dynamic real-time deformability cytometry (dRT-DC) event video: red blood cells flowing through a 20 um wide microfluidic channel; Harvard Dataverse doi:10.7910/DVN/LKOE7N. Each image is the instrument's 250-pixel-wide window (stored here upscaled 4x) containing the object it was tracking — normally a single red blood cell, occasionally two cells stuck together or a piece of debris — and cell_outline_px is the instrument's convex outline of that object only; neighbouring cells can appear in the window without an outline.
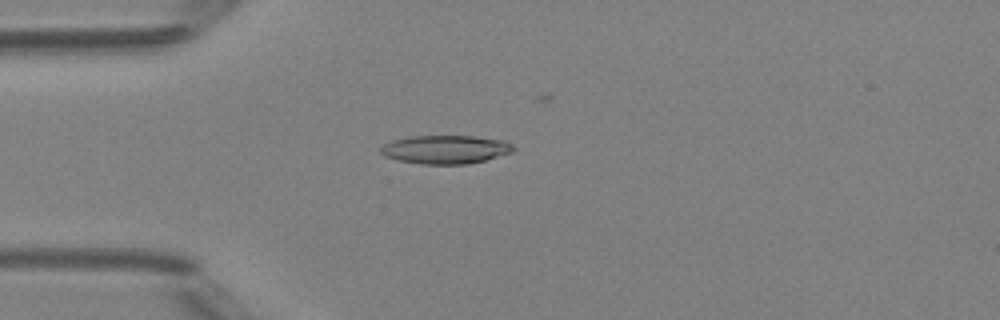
{"species": "Egyptian fruit bat (a non-hibernating species)", "species_latin": "Rousettus aegyptiacus", "temperature_condition": "room temperature", "stored_images_in_passage": 43, "camera_frame_rate_fps": 3000, "um_per_image_px": 0.085, "animal": {"sex": "female"}, "frame": {"image": 1, "passage_image": 14, "time_ms": 4.333, "image_size_px": [1000, 320], "cell_outline_px": [[516, 148], [512, 152], [484, 160], [468, 164], [420, 164], [396, 160], [384, 156], [380, 152], [380, 148], [384, 144], [392, 140], [412, 136], [472, 136], [504, 140], [512, 144]], "centroid_in_image_um": [37.85, 12.7], "position_along_channel_um": 47.2, "area_um2": 22.08}}
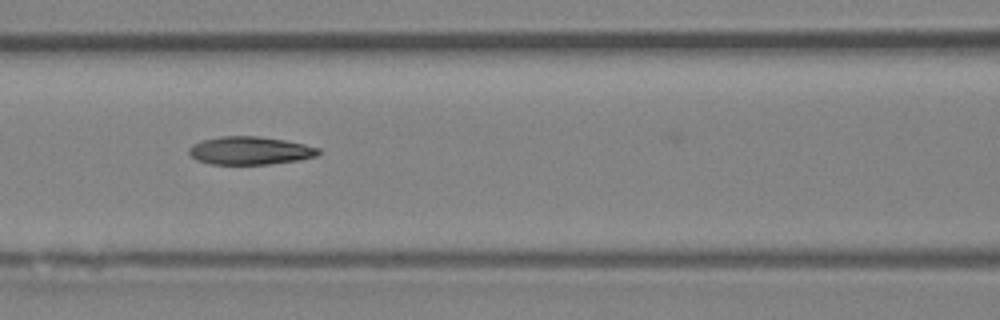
{"frame": {"image": 2, "passage_image": 22, "time_ms": 7.0, "image_size_px": [1000, 320], "cell_outline_px": [[320, 152], [316, 156], [300, 160], [268, 164], [212, 164], [196, 160], [188, 152], [188, 148], [192, 144], [204, 140], [220, 136], [260, 136], [284, 140], [304, 144], [320, 148]], "centroid_in_image_um": [21.25, 12.8], "position_along_channel_um": 145.3, "area_um2": 21.15}}
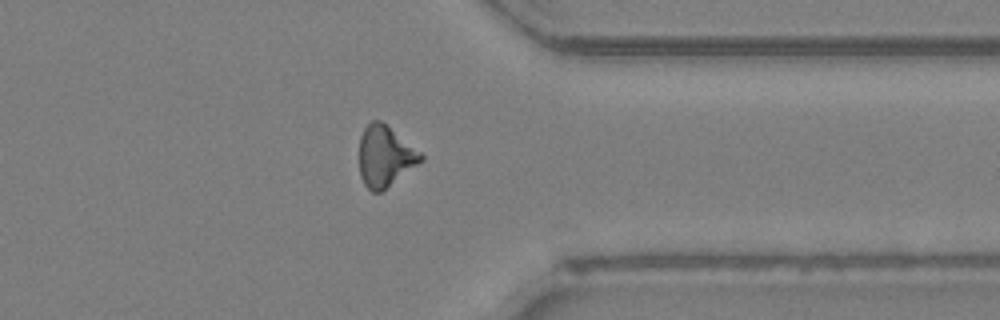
{"frame": {"image": 3, "passage_image": 39, "time_ms": 12.667, "image_size_px": [1000, 320], "cell_outline_px": [[424, 160], [380, 192], [372, 192], [364, 184], [360, 176], [360, 136], [364, 128], [372, 120], [380, 120], [420, 152], [424, 156]], "centroid_in_image_um": [32.71, 13.29], "position_along_channel_um": 378.7, "area_um2": 21.44}, "authors_computed_cell_mechanics": {"area_um2": 21.675, "velocity_mm_per_s": 4.2346, "shape_relaxation_time_tau1_ms": 7.9292, "shape_relaxation_time_tau2_ms": 3.8528, "deformation_change_tau1": 0.1971, "deformation_change_tau2": 0.1234}}